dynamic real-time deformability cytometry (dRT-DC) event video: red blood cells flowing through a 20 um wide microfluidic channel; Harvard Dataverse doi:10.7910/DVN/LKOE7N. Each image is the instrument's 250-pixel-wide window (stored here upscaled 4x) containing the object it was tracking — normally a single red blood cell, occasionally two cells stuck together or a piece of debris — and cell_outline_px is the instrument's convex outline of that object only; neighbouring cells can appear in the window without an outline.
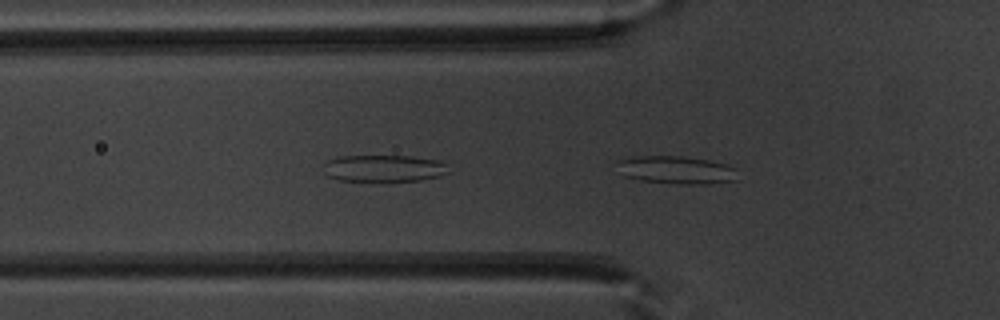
{"species": "common noctule bat (a hibernating species)", "species_latin": "Nyctalus noctula", "temperature_condition": "warm", "stored_images_in_passage": 9, "camera_frame_rate_fps": 3000, "um_per_image_px": 0.085, "animal": {"sex": "male", "body_mass_g": 20.1, "forearm_length_mm": 53.5}, "frame": {"image": 1, "passage_image": 2, "time_ms": 0.333, "image_size_px": [1000, 320], "cell_outline_px": [[736, 180], [712, 184], [676, 184], [640, 180], [624, 176], [616, 160], [632, 156], [684, 156], [708, 160], [728, 164], [736, 168]], "centroid_in_image_um": [57.51, 14.44], "position_along_channel_um": 68.3, "area_um2": 19.77}}